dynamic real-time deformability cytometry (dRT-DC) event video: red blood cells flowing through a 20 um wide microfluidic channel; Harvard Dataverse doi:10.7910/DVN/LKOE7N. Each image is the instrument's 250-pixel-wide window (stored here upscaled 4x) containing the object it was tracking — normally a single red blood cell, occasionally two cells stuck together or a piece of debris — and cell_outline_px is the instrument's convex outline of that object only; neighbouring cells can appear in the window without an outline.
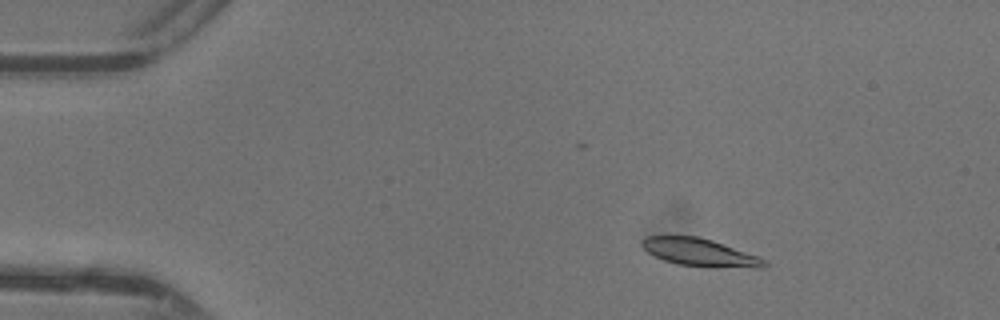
{"species": "common noctule bat (a hibernating species)", "species_latin": "Nyctalus noctula", "temperature_condition": "warm", "stored_images_in_passage": 47, "camera_frame_rate_fps": 3000, "um_per_image_px": 0.085, "animal": {"sex": "female"}, "frame": {"image": 1, "passage_image": 7, "time_ms": 2.0, "image_size_px": [1000, 320], "cell_outline_px": [[768, 264], [764, 268], [708, 268], [676, 264], [664, 260], [648, 252], [640, 244], [640, 240], [644, 236], [696, 236], [712, 240], [768, 260]], "centroid_in_image_um": [59.51, 21.48], "position_along_channel_um": 25.5, "area_um2": 20.06}}
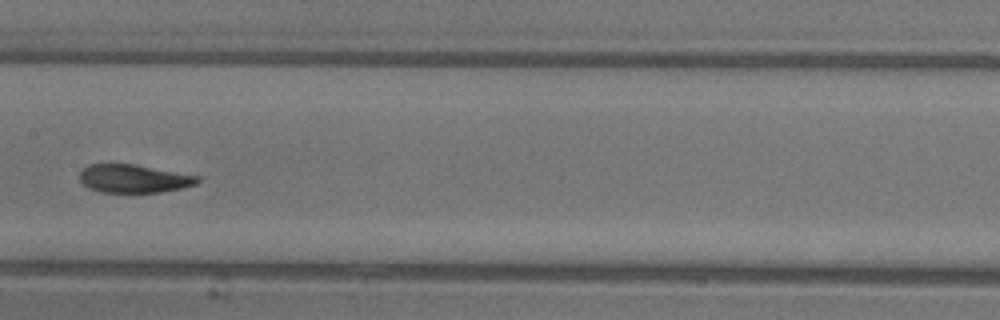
{"frame": {"image": 2, "passage_image": 24, "time_ms": 7.667, "image_size_px": [1000, 320], "cell_outline_px": [[200, 180], [196, 184], [184, 188], [160, 192], [100, 192], [88, 188], [80, 180], [80, 172], [88, 164], [132, 164], [200, 176]], "centroid_in_image_um": [11.38, 15.19], "position_along_channel_um": 196.0, "area_um2": 19.31}}
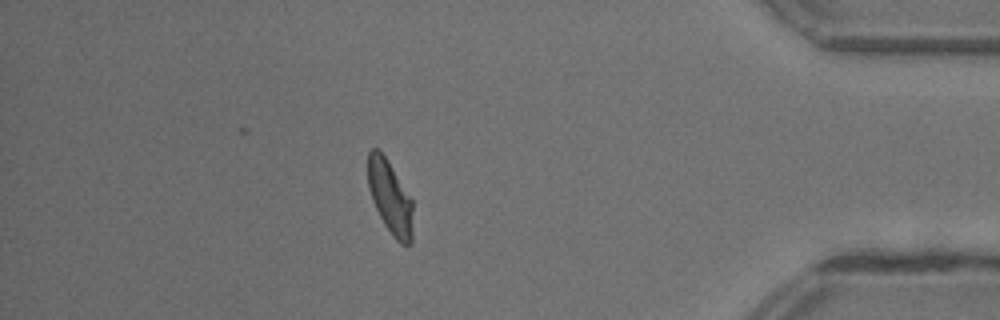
{"frame": {"image": 3, "passage_image": 41, "time_ms": 13.333, "image_size_px": [1000, 320], "cell_outline_px": [[412, 244], [400, 244], [392, 236], [384, 224], [372, 200], [368, 188], [368, 152], [372, 148], [376, 148], [384, 156], [412, 200]], "centroid_in_image_um": [33.15, 16.81], "position_along_channel_um": 402.1, "area_um2": 18.9}, "authors_computed_cell_mechanics": {"area_um2": 19.941, "velocity_mm_per_s": 4.3685, "shape_relaxation_time_tau1_ms": 3.1564, "shape_relaxation_time_tau2_ms": 1.1255, "deformation_change_tau1": 0.1585, "deformation_change_tau2": 0.0757}}